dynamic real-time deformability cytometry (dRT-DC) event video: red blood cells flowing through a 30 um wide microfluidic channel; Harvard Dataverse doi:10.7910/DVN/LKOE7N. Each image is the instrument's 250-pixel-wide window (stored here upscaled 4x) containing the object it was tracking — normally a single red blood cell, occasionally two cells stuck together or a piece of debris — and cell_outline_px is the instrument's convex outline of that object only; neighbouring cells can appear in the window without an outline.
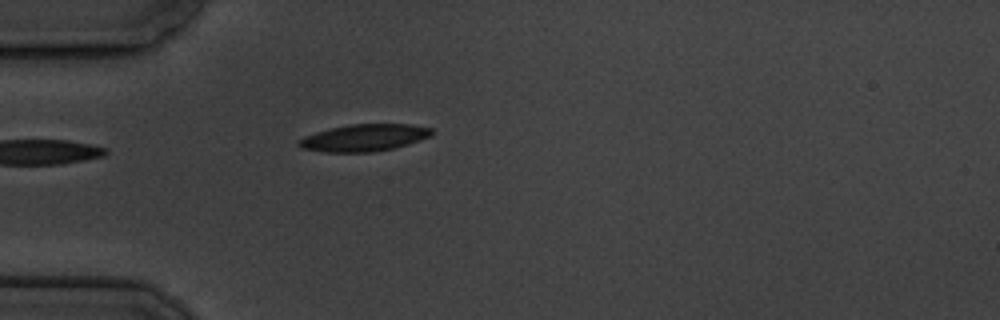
{"species": "common noctule bat (a hibernating species)", "species_latin": "Nyctalus noctula", "temperature_condition": "cold", "stored_images_in_passage": 5, "camera_frame_rate_fps": 3000, "um_per_image_px": 0.085, "animal": {"sex": "male", "body_mass_g": 19.5, "forearm_length_mm": 54.6}, "frame": {"image": 1, "passage_image": 5, "time_ms": 5.333, "image_size_px": [1000, 320], "cell_outline_px": [[432, 132], [428, 136], [420, 140], [408, 144], [392, 148], [372, 152], [324, 152], [300, 148], [296, 144], [296, 140], [304, 136], [316, 132], [332, 128], [352, 124], [408, 124], [432, 128]], "centroid_in_image_um": [30.88, 11.71], "position_along_channel_um": 54.1, "area_um2": 20.81}}